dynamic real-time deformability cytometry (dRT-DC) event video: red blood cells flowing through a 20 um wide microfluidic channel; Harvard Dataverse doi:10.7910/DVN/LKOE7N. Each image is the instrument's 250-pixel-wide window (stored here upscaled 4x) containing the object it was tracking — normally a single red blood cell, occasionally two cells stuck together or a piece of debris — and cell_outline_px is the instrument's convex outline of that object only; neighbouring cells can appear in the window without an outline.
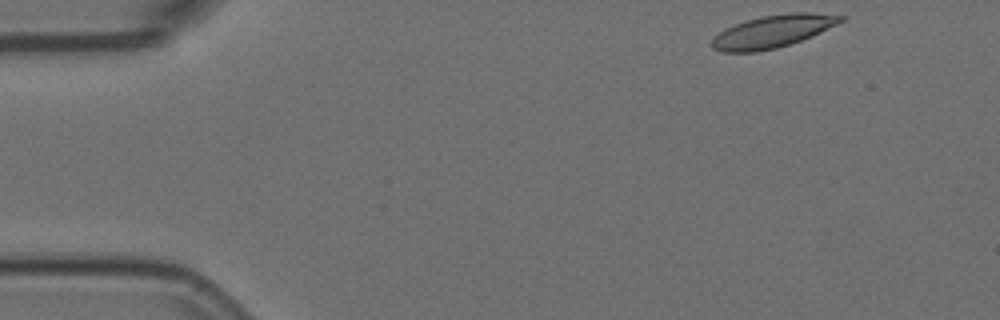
{"species": "Egyptian fruit bat (a non-hibernating species)", "species_latin": "Rousettus aegyptiacus", "temperature_condition": "room temperature", "stored_images_in_passage": 50, "camera_frame_rate_fps": 3000, "um_per_image_px": 0.085, "animal": {"sex": "female"}, "frame": {"image": 1, "passage_image": 1, "time_ms": 0.0, "image_size_px": [1000, 320], "cell_outline_px": [[844, 20], [812, 36], [776, 48], [756, 52], [720, 52], [712, 48], [712, 40], [724, 28], [744, 20], [760, 16], [792, 12], [812, 12], [844, 16]], "centroid_in_image_um": [65.65, 2.66], "position_along_channel_um": 19.4, "area_um2": 24.33}}
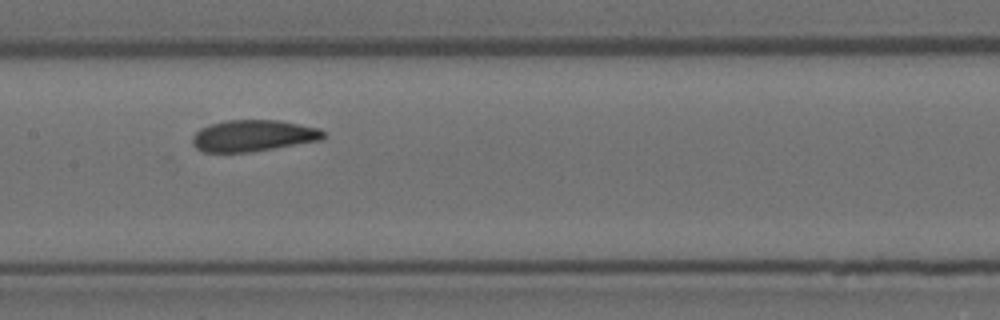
{"frame": {"image": 2, "passage_image": 22, "time_ms": 7.0, "image_size_px": [1000, 320], "cell_outline_px": [[328, 136], [320, 140], [252, 152], [204, 152], [196, 148], [192, 144], [192, 136], [200, 128], [224, 120], [280, 120], [320, 128]], "centroid_in_image_um": [21.53, 11.53], "position_along_channel_um": 185.9, "area_um2": 24.16}}
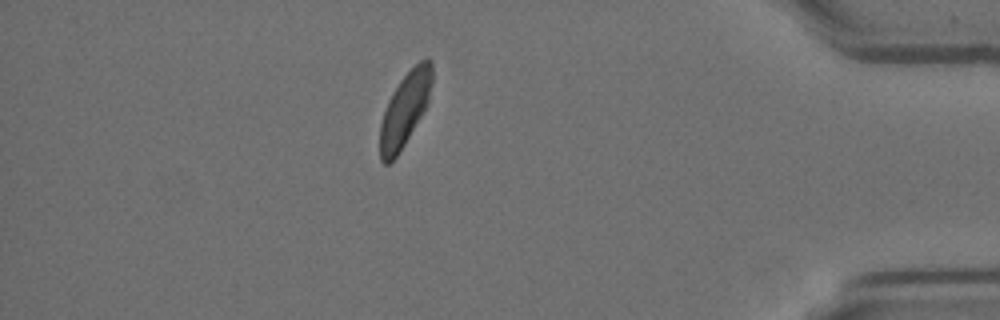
{"frame": {"image": 3, "passage_image": 43, "time_ms": 14.0, "image_size_px": [1000, 320], "cell_outline_px": [[432, 80], [428, 100], [420, 116], [404, 144], [396, 156], [388, 164], [384, 164], [380, 160], [380, 124], [388, 100], [392, 92], [400, 80], [420, 60], [428, 56], [432, 60]], "centroid_in_image_um": [34.4, 9.26], "position_along_channel_um": 400.8, "area_um2": 21.85}, "authors_computed_cell_mechanics": {"area_um2": 24.2182, "velocity_mm_per_s": 3.6716, "shape_relaxation_time_tau1_ms": 5.6331, "shape_relaxation_time_tau2_ms": 1.7847, "deformation_change_tau1": 0.152, "deformation_change_tau2": 0.0881}}